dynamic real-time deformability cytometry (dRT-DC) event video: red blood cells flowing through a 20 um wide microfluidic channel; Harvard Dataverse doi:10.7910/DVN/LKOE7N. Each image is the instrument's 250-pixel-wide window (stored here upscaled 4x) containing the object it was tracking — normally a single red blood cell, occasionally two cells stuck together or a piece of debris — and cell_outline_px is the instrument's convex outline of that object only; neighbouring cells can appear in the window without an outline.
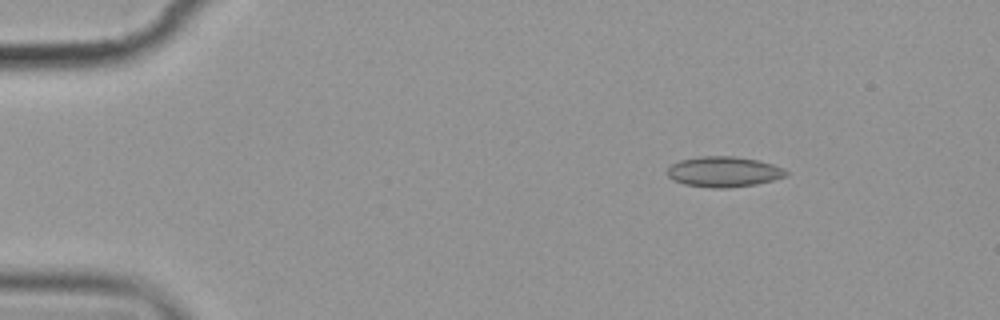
{"species": "common noctule bat (a hibernating species)", "species_latin": "Nyctalus noctula", "temperature_condition": "cold", "stored_images_in_passage": 10, "camera_frame_rate_fps": 3000, "um_per_image_px": 0.085, "animal": {"sex": "female", "body_mass_g": 19.9}, "frame": {"image": 1, "passage_image": 2, "time_ms": 1.333, "image_size_px": [1000, 320], "cell_outline_px": [[788, 176], [756, 184], [728, 188], [712, 188], [684, 184], [672, 180], [668, 176], [668, 168], [672, 164], [680, 160], [700, 156], [736, 156], [760, 160], [784, 168], [788, 172]], "centroid_in_image_um": [61.54, 14.59], "position_along_channel_um": 23.5, "area_um2": 21.21}}
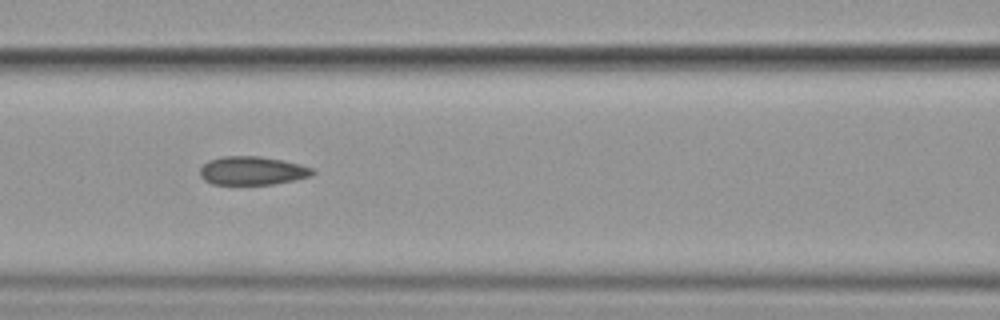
{"frame": {"image": 2, "passage_image": 7, "time_ms": 7.0, "image_size_px": [1000, 320], "cell_outline_px": [[316, 172], [312, 176], [272, 184], [212, 184], [204, 180], [200, 176], [200, 168], [208, 160], [220, 156], [260, 156], [300, 164], [312, 168]], "centroid_in_image_um": [21.42, 14.5], "position_along_channel_um": 145.2, "area_um2": 18.67}}
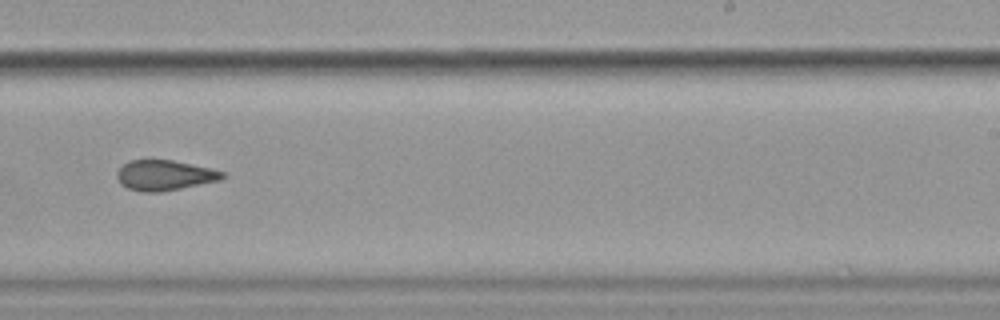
{"frame": {"image": 3, "passage_image": 10, "time_ms": 10.667, "image_size_px": [1000, 320], "cell_outline_px": [[224, 176], [220, 180], [160, 192], [140, 192], [128, 188], [120, 184], [116, 176], [116, 172], [128, 160], [172, 160], [208, 168], [224, 172]], "centroid_in_image_um": [13.93, 14.9], "position_along_channel_um": 275.1, "area_um2": 18.38}}